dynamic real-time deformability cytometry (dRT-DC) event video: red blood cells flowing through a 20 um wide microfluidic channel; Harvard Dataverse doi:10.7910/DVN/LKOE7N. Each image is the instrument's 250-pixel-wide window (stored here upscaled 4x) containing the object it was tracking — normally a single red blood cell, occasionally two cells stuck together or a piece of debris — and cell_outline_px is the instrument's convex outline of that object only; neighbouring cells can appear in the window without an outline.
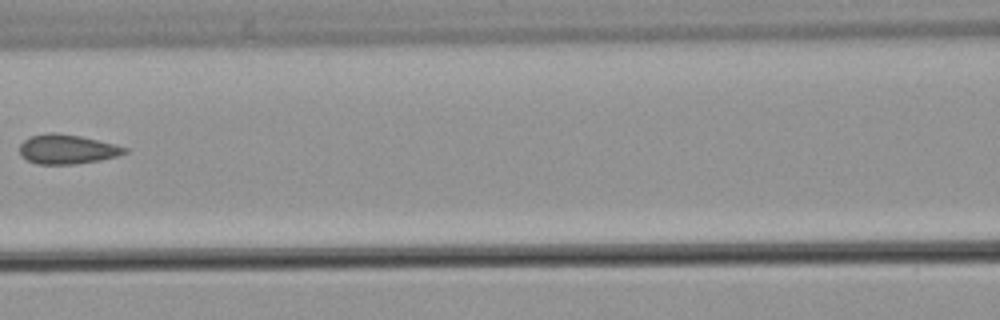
{"species": "common noctule bat (a hibernating species)", "species_latin": "Nyctalus noctula", "temperature_condition": "warm", "stored_images_in_passage": 5, "camera_frame_rate_fps": 3000, "um_per_image_px": 0.085, "animal": {"sex": "male", "body_mass_g": 21.5, "forearm_length_mm": 52.0}, "frame": {"image": 1, "passage_image": 5, "time_ms": 5.0, "image_size_px": [1000, 320], "cell_outline_px": [[128, 152], [116, 156], [100, 160], [72, 164], [36, 164], [20, 156], [20, 144], [24, 140], [32, 136], [52, 132], [56, 132], [80, 136], [116, 144], [128, 148]], "centroid_in_image_um": [5.71, 12.68], "position_along_channel_um": 160.9, "area_um2": 17.98}}